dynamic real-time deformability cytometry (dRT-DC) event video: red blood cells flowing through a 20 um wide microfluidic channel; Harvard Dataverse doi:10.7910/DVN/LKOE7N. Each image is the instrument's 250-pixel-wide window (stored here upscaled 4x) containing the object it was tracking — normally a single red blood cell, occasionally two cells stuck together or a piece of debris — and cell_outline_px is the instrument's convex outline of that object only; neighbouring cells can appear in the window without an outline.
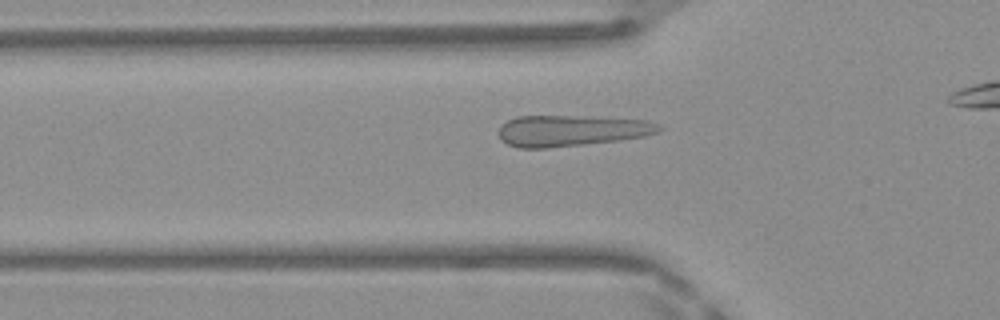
{"species": "Egyptian fruit bat (a non-hibernating species)", "species_latin": "Rousettus aegyptiacus", "temperature_condition": "warm", "stored_images_in_passage": 32, "camera_frame_rate_fps": 3000, "um_per_image_px": 0.085, "frame": {"image": 1, "passage_image": 8, "time_ms": 2.333, "image_size_px": [1000, 320], "cell_outline_px": [[664, 128], [660, 132], [644, 136], [620, 140], [548, 148], [520, 148], [508, 144], [500, 140], [496, 132], [500, 124], [516, 116], [580, 116], [648, 120], [660, 124]], "centroid_in_image_um": [48.54, 11.1], "position_along_channel_um": 77.3, "area_um2": 29.42}}
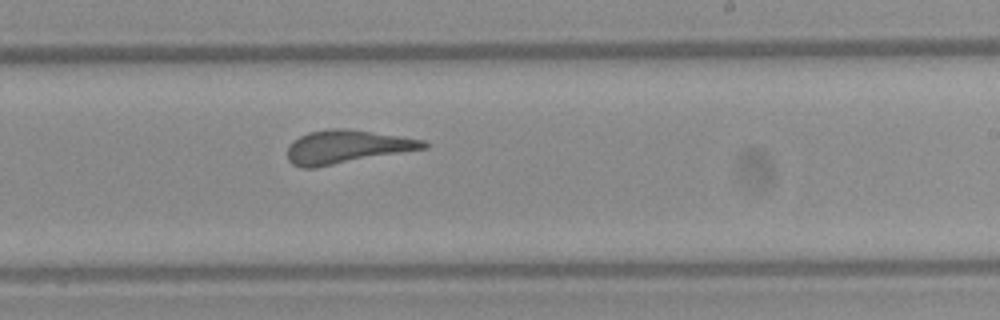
{"frame": {"image": 2, "passage_image": 21, "time_ms": 6.667, "image_size_px": [1000, 320], "cell_outline_px": [[428, 148], [316, 168], [300, 168], [292, 164], [288, 160], [288, 144], [292, 140], [308, 132], [332, 128], [344, 128], [404, 136], [424, 140], [428, 144]], "centroid_in_image_um": [29.47, 12.49], "position_along_channel_um": 259.5, "area_um2": 26.82}}
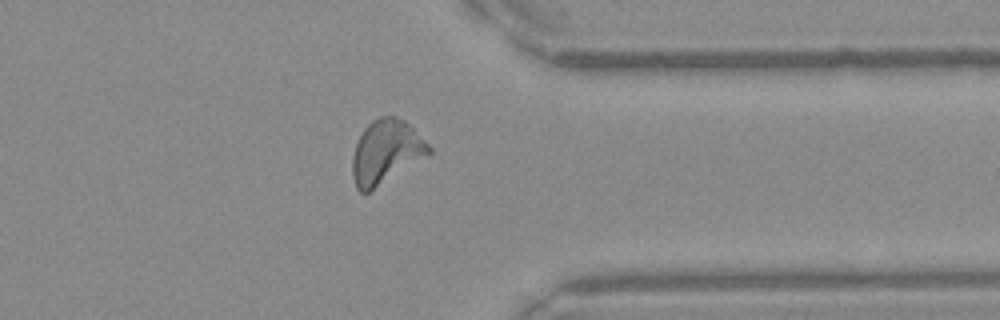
{"frame": {"image": 3, "passage_image": 30, "time_ms": 9.667, "image_size_px": [1000, 320], "cell_outline_px": [[432, 152], [368, 192], [360, 192], [356, 188], [352, 176], [352, 156], [356, 144], [364, 128], [372, 120], [380, 116], [396, 116], [404, 120], [432, 148]], "centroid_in_image_um": [32.77, 12.89], "position_along_channel_um": 378.6, "area_um2": 27.86}}